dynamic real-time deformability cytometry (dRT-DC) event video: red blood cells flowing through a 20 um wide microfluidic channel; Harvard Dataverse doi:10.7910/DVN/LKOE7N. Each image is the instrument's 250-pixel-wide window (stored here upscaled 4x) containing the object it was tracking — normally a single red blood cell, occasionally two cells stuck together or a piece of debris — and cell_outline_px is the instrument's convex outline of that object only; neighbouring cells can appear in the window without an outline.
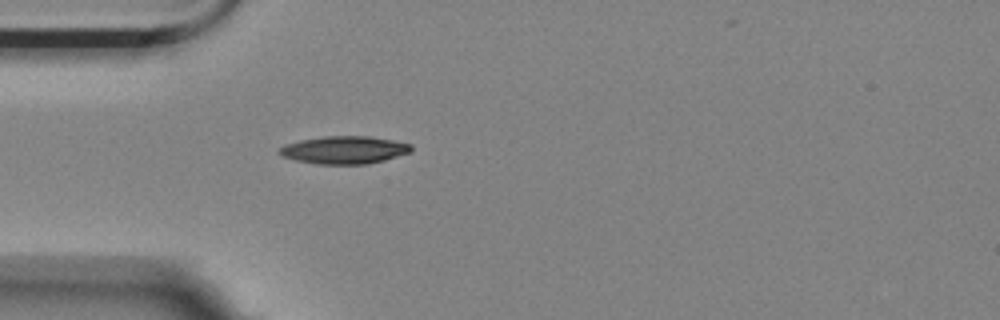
{"species": "Egyptian fruit bat (a non-hibernating species)", "species_latin": "Rousettus aegyptiacus", "temperature_condition": "room temperature", "stored_images_in_passage": 37, "camera_frame_rate_fps": 3000, "um_per_image_px": 0.085, "animal": {"sex": "female"}, "frame": {"image": 1, "passage_image": 1, "time_ms": 0.0, "image_size_px": [1000, 320], "cell_outline_px": [[412, 152], [384, 160], [368, 164], [316, 164], [296, 160], [284, 156], [280, 152], [280, 148], [288, 144], [300, 140], [324, 136], [368, 136], [392, 140], [412, 144]], "centroid_in_image_um": [29.33, 12.74], "position_along_channel_um": 55.7, "area_um2": 21.1}}
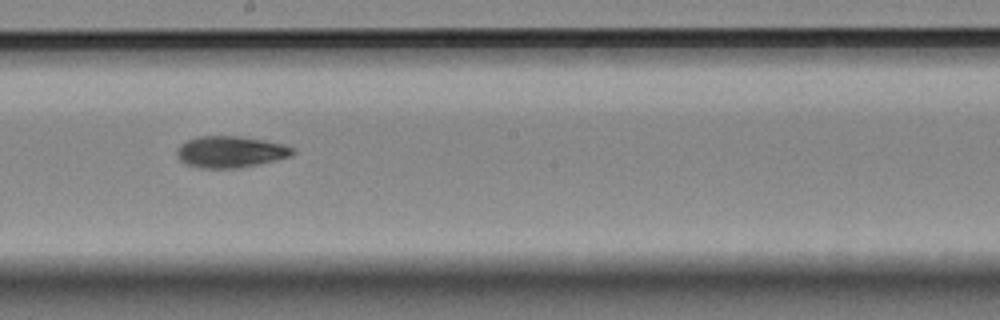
{"frame": {"image": 2, "passage_image": 16, "time_ms": 5.0, "image_size_px": [1000, 320], "cell_outline_px": [[296, 152], [292, 156], [256, 164], [236, 168], [200, 168], [184, 164], [176, 156], [176, 152], [180, 144], [188, 140], [200, 136], [240, 136], [264, 140], [284, 144], [292, 148]], "centroid_in_image_um": [19.56, 12.9], "position_along_channel_um": 228.6, "area_um2": 21.21}}
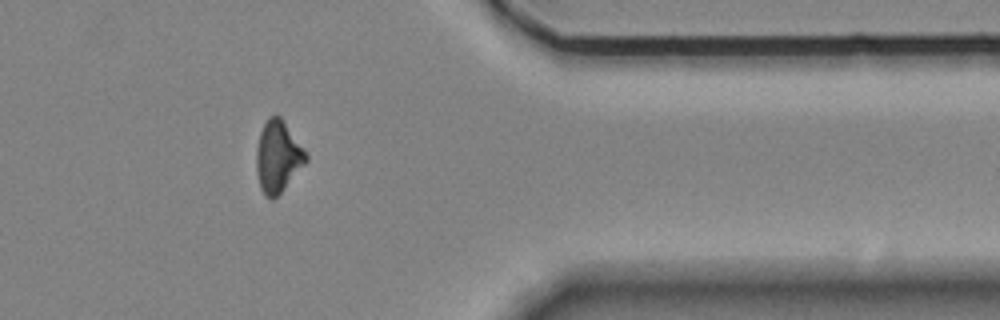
{"frame": {"image": 3, "passage_image": 31, "time_ms": 10.0, "image_size_px": [1000, 320], "cell_outline_px": [[308, 160], [284, 188], [272, 200], [260, 188], [256, 172], [256, 148], [260, 132], [268, 116], [280, 116], [308, 156]], "centroid_in_image_um": [23.59, 13.31], "position_along_channel_um": 387.8, "area_um2": 20.23}}